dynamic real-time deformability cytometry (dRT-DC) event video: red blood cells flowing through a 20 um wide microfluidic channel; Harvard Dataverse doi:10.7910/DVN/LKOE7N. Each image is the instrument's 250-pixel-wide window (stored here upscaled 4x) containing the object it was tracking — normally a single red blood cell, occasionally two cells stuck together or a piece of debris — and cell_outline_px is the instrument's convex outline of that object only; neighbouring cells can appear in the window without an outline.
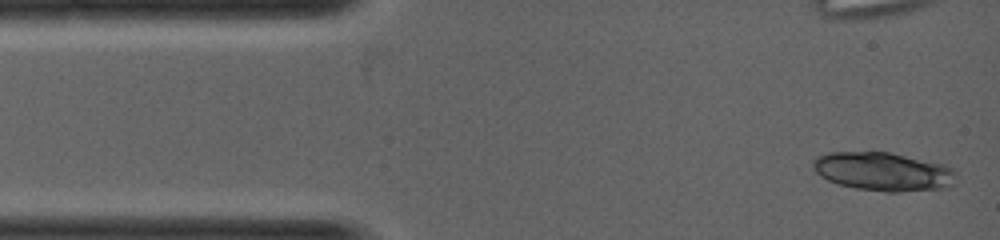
{"species": "common noctule bat (a hibernating species)", "species_latin": "Nyctalus noctula", "temperature_condition": "warm", "stored_images_in_passage": 6, "camera_frame_rate_fps": 5000, "um_per_image_px": 0.085, "animal": {"sex": "female", "body_mass_g": 19.0, "forearm_length_mm": 53.3}, "frame": {"image": 1, "passage_image": 1, "time_ms": 0.0, "image_size_px": [1000, 240], "cell_outline_px": [[956, 176], [952, 184], [948, 188], [900, 192], [884, 192], [856, 188], [840, 184], [828, 180], [820, 176], [812, 168], [812, 160], [816, 156], [828, 152], [888, 152], [948, 164], [956, 172]], "centroid_in_image_um": [75.09, 14.58], "position_along_channel_um": 9.9, "area_um2": 32.6}}